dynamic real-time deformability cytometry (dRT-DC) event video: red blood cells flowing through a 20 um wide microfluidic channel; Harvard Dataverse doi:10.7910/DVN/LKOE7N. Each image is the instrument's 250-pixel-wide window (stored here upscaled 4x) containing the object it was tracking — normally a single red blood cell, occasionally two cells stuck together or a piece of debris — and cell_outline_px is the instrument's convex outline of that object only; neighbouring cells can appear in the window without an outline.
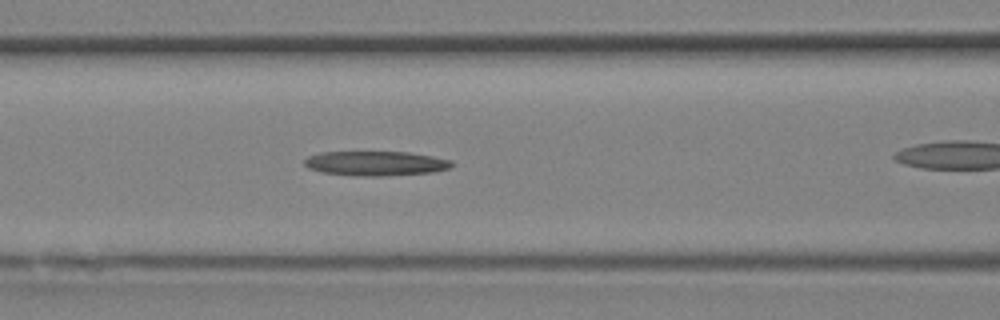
{"species": "Egyptian fruit bat (a non-hibernating species)", "species_latin": "Rousettus aegyptiacus", "temperature_condition": "room temperature", "stored_images_in_passage": 11, "camera_frame_rate_fps": 3000, "um_per_image_px": 0.085, "animal": {"sex": "female"}, "frame": {"image": 1, "passage_image": 8, "time_ms": 2.333, "image_size_px": [1000, 320], "cell_outline_px": [[452, 164], [448, 168], [432, 172], [384, 176], [356, 176], [324, 172], [308, 168], [304, 164], [304, 160], [308, 156], [320, 152], [408, 152], [432, 156], [452, 160]], "centroid_in_image_um": [31.91, 13.88], "position_along_channel_um": 134.7, "area_um2": 20.98}}